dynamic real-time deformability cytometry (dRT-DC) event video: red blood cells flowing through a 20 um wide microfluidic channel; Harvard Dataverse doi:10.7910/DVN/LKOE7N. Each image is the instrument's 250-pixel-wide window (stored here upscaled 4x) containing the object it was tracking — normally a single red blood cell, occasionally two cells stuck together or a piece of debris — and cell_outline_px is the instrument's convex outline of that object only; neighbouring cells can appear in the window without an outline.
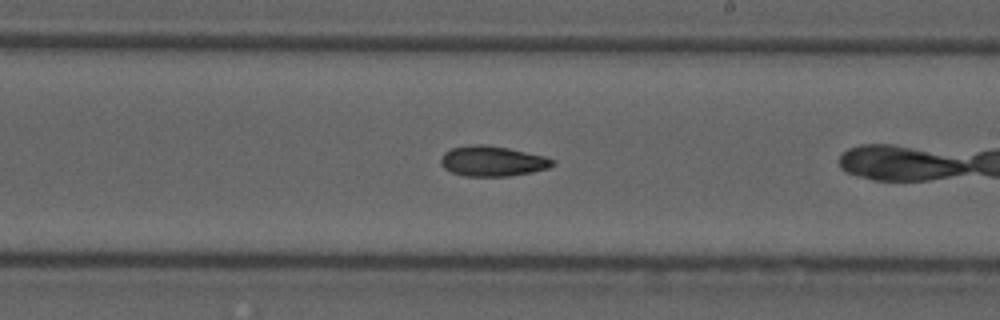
{"species": "common noctule bat (a hibernating species)", "species_latin": "Nyctalus noctula", "temperature_condition": "cold", "stored_images_in_passage": 17, "camera_frame_rate_fps": 3000, "um_per_image_px": 0.085, "animal": {"sex": "male", "forearm_length_mm": 52.5}, "frame": {"image": 1, "passage_image": 16, "time_ms": 5.0, "image_size_px": [1000, 320], "cell_outline_px": [[556, 164], [548, 168], [532, 172], [508, 176], [464, 176], [452, 172], [444, 168], [440, 164], [440, 156], [444, 152], [452, 148], [472, 144], [484, 144], [508, 148], [544, 156], [556, 160]], "centroid_in_image_um": [41.85, 13.69], "position_along_channel_um": 247.2, "area_um2": 19.83}}